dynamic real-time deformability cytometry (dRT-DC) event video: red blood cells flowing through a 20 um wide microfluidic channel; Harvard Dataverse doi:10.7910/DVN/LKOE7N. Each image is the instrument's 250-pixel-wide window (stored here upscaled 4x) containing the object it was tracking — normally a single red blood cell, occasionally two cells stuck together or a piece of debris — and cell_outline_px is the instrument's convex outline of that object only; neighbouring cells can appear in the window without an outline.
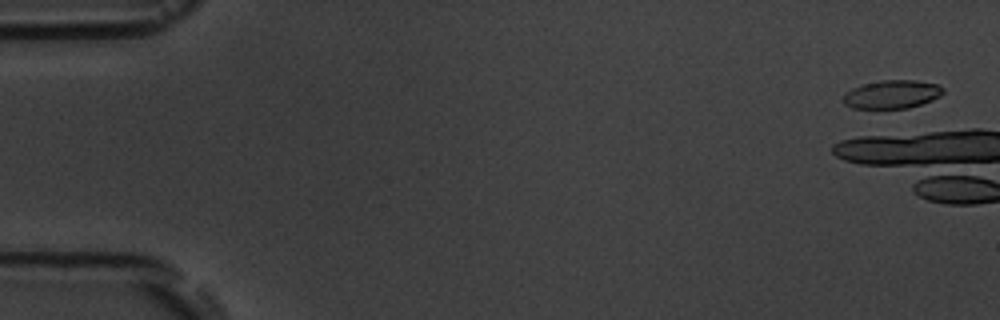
{"species": "common noctule bat (a hibernating species)", "species_latin": "Nyctalus noctula", "temperature_condition": "room temperature", "stored_images_in_passage": 1, "camera_frame_rate_fps": 3000, "um_per_image_px": 0.085, "animal": {"sex": "male", "body_mass_g": 19.5, "forearm_length_mm": 54.6}, "frame": {"image": 1, "passage_image": 1, "time_ms": 0.0, "image_size_px": [1000, 320], "cell_outline_px": [[944, 92], [940, 96], [932, 100], [908, 108], [852, 108], [844, 104], [840, 100], [844, 92], [852, 88], [864, 84], [880, 80], [916, 80], [936, 84], [944, 88]], "centroid_in_image_um": [75.77, 8.01], "position_along_channel_um": 9.2, "area_um2": 16.65}}